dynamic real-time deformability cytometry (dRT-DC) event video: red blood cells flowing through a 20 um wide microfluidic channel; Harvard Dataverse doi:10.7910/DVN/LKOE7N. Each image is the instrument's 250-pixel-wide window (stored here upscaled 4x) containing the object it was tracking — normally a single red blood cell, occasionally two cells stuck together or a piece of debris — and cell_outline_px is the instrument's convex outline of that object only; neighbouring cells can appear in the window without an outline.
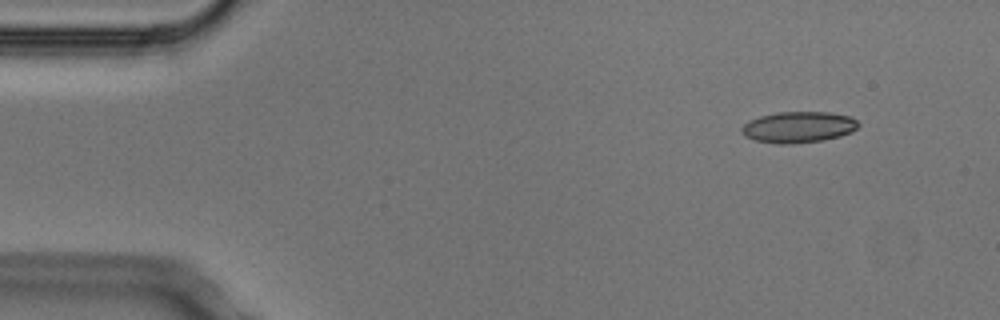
{"species": "Egyptian fruit bat (a non-hibernating species)", "species_latin": "Rousettus aegyptiacus", "temperature_condition": "cold", "stored_images_in_passage": 3, "camera_frame_rate_fps": 3000, "um_per_image_px": 0.085, "animal": {"sex": "male"}, "frame": {"image": 1, "passage_image": 1, "time_ms": 0.0, "image_size_px": [1000, 320], "cell_outline_px": [[860, 124], [852, 132], [840, 136], [824, 140], [792, 144], [776, 144], [756, 140], [744, 136], [740, 128], [748, 120], [760, 116], [776, 112], [832, 112], [852, 116]], "centroid_in_image_um": [67.87, 10.8], "position_along_channel_um": 17.1, "area_um2": 21.44}}
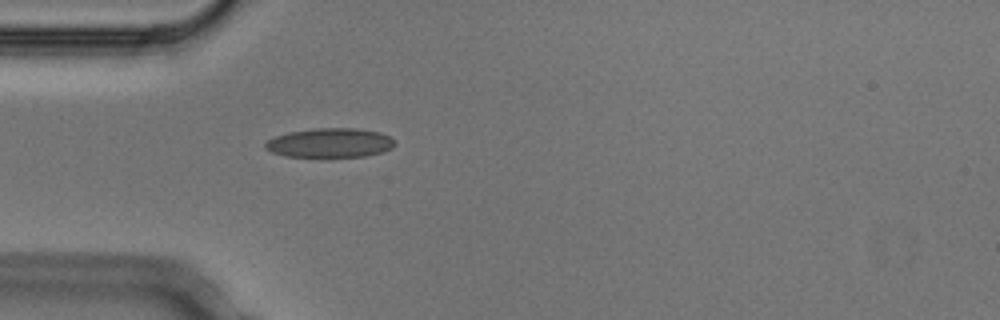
{"frame": {"image": 2, "passage_image": 3, "time_ms": 0.667, "image_size_px": [1000, 320], "cell_outline_px": [[396, 144], [392, 148], [384, 152], [364, 156], [284, 156], [272, 152], [264, 148], [264, 144], [268, 140], [276, 136], [288, 132], [316, 128], [356, 128], [380, 132], [388, 136]], "centroid_in_image_um": [28.05, 12.13], "position_along_channel_um": 57.0, "area_um2": 21.96}}